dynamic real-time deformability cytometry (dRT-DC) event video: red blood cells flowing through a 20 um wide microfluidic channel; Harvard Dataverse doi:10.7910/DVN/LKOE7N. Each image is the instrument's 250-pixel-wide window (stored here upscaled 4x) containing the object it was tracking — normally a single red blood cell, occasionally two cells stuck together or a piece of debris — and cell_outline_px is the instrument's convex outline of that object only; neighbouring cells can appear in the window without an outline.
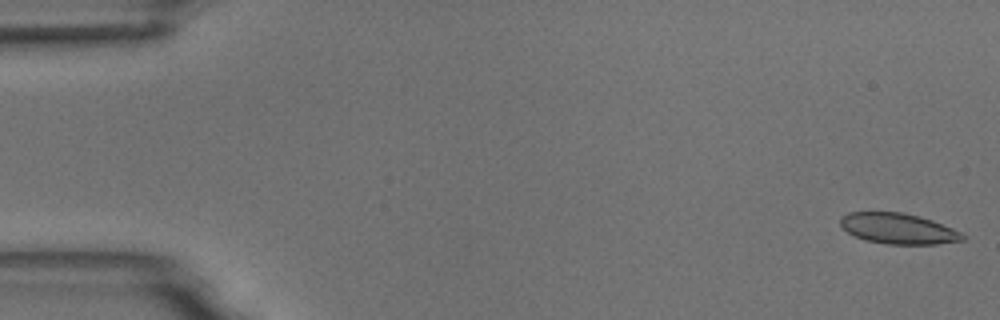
{"species": "common noctule bat (a hibernating species)", "species_latin": "Nyctalus noctula", "temperature_condition": "room temperature", "stored_images_in_passage": 5, "camera_frame_rate_fps": 3000, "um_per_image_px": 0.085, "animal": {"sex": "male", "body_mass_g": 18.8}, "frame": {"image": 1, "passage_image": 1, "time_ms": 0.0, "image_size_px": [1000, 320], "cell_outline_px": [[968, 236], [964, 240], [936, 244], [888, 244], [864, 240], [848, 232], [840, 224], [840, 216], [848, 212], [904, 212], [932, 220], [952, 228]], "centroid_in_image_um": [76.35, 19.43], "position_along_channel_um": 8.6, "area_um2": 21.85}}
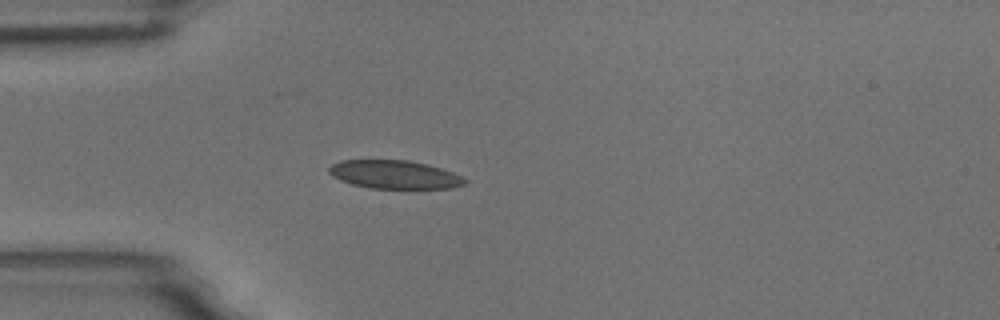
{"frame": {"image": 2, "passage_image": 5, "time_ms": 4.667, "image_size_px": [1000, 320], "cell_outline_px": [[468, 184], [452, 188], [368, 188], [352, 184], [340, 180], [332, 176], [328, 172], [328, 168], [332, 164], [340, 160], [408, 160], [428, 164], [452, 172], [468, 180]], "centroid_in_image_um": [33.53, 14.83], "position_along_channel_um": 51.5, "area_um2": 22.54}}